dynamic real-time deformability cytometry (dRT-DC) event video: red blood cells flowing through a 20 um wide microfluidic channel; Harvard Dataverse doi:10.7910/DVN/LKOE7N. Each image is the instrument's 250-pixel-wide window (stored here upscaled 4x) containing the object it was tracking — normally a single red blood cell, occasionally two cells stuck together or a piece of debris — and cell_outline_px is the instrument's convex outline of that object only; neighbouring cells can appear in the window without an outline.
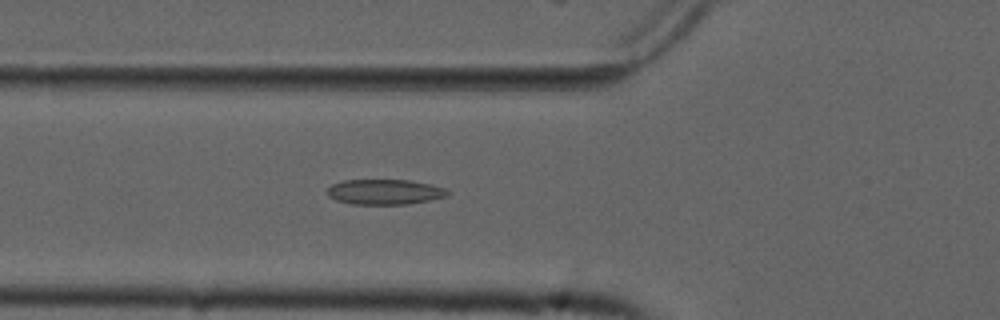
{"species": "common noctule bat (a hibernating species)", "species_latin": "Nyctalus noctula", "temperature_condition": "cold", "stored_images_in_passage": 8, "camera_frame_rate_fps": 3000, "um_per_image_px": 0.085, "animal": {"sex": "male", "forearm_length_mm": 52.5}, "frame": {"image": 1, "passage_image": 5, "time_ms": 1.333, "image_size_px": [1000, 320], "cell_outline_px": [[448, 196], [408, 204], [352, 204], [336, 200], [328, 196], [328, 188], [332, 184], [344, 180], [408, 180], [432, 184], [448, 188]], "centroid_in_image_um": [32.72, 16.31], "position_along_channel_um": 93.1, "area_um2": 17.69}}